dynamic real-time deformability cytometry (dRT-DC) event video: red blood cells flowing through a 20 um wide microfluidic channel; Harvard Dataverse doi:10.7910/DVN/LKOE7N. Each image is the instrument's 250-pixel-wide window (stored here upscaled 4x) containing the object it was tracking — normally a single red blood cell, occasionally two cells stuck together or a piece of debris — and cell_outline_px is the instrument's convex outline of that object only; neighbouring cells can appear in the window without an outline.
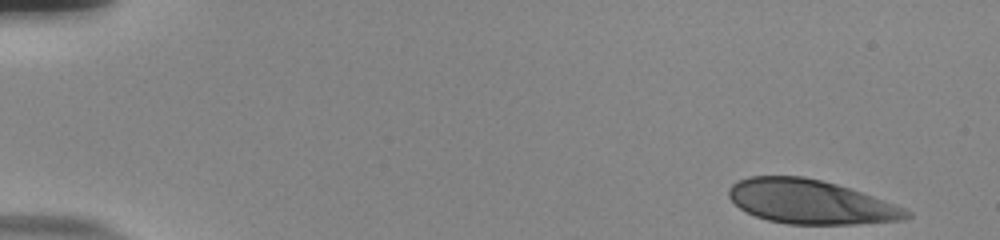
{"species": "human", "species_latin": "Homo sapiens", "temperature_condition": "room temperature", "stored_images_in_passage": 52, "camera_frame_rate_fps": 3000, "um_per_image_px": 0.085, "donor": {"sex": "male"}, "frame": {"image": 1, "passage_image": 1, "time_ms": 0.0, "image_size_px": [1000, 240], "cell_outline_px": [[912, 216], [904, 220], [856, 224], [788, 224], [768, 220], [756, 216], [740, 208], [728, 196], [728, 188], [732, 184], [748, 176], [804, 176], [836, 184], [872, 196], [904, 208], [912, 212]], "centroid_in_image_um": [68.89, 17.16], "position_along_channel_um": 16.1, "area_um2": 45.37}}
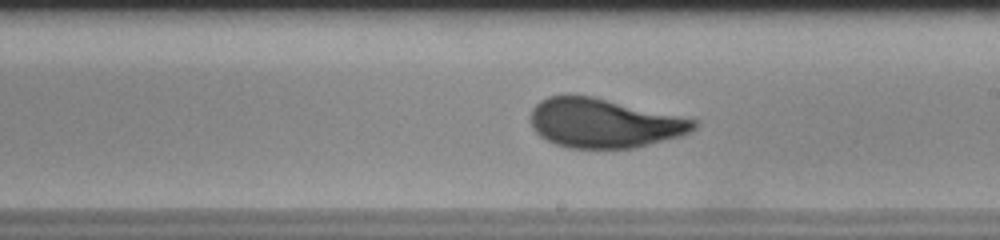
{"frame": {"image": 2, "passage_image": 30, "time_ms": 9.667, "image_size_px": [1000, 240], "cell_outline_px": [[700, 124], [696, 128], [680, 136], [632, 148], [568, 148], [556, 144], [540, 136], [532, 128], [532, 108], [540, 100], [548, 96], [592, 96], [696, 120]], "centroid_in_image_um": [51.32, 10.47], "position_along_channel_um": 237.7, "area_um2": 46.18}}
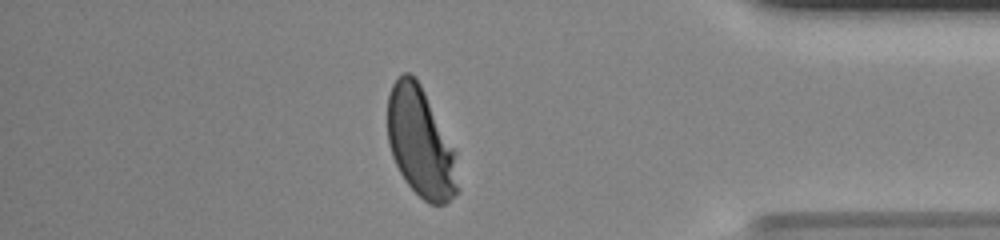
{"frame": {"image": 3, "passage_image": 45, "time_ms": 14.667, "image_size_px": [1000, 240], "cell_outline_px": [[460, 192], [456, 196], [444, 204], [428, 204], [408, 184], [400, 172], [392, 156], [388, 144], [388, 96], [392, 84], [404, 72], [408, 72], [416, 76], [456, 152], [460, 188]], "centroid_in_image_um": [35.78, 12.15], "position_along_channel_um": 399.4, "area_um2": 45.08}, "authors_computed_cell_mechanics": {"area_um2": 46.3845, "velocity_mm_per_s": 3.743, "shape_relaxation_time_tau1_ms": 5.0615, "shape_relaxation_time_tau2_ms": null, "deformation_change_tau1": 0.172, "deformation_change_tau2": null}}